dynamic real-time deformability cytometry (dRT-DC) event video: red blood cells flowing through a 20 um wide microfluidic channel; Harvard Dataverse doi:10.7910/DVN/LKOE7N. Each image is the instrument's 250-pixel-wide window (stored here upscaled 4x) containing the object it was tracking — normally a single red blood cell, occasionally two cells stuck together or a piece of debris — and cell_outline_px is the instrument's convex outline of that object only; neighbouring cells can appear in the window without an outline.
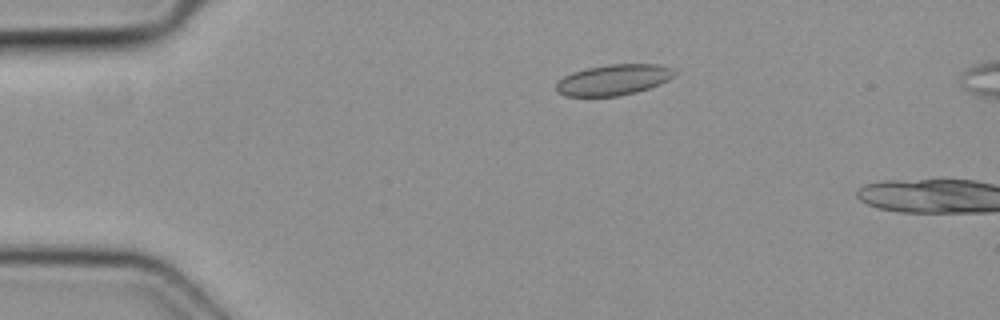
{"species": "common noctule bat (a hibernating species)", "species_latin": "Nyctalus noctula", "temperature_condition": "cold", "stored_images_in_passage": 5, "camera_frame_rate_fps": 3000, "um_per_image_px": 0.085, "animal": {"sex": "female", "body_mass_g": 19.3, "forearm_length_mm": 54.1}, "frame": {"image": 1, "passage_image": 5, "time_ms": 1.333, "image_size_px": [1000, 320], "cell_outline_px": [[676, 76], [660, 84], [636, 92], [616, 96], [564, 96], [556, 92], [556, 84], [564, 76], [572, 72], [588, 68], [608, 64], [660, 64], [672, 68], [676, 72]], "centroid_in_image_um": [52.16, 6.78], "position_along_channel_um": 32.8, "area_um2": 21.27}}